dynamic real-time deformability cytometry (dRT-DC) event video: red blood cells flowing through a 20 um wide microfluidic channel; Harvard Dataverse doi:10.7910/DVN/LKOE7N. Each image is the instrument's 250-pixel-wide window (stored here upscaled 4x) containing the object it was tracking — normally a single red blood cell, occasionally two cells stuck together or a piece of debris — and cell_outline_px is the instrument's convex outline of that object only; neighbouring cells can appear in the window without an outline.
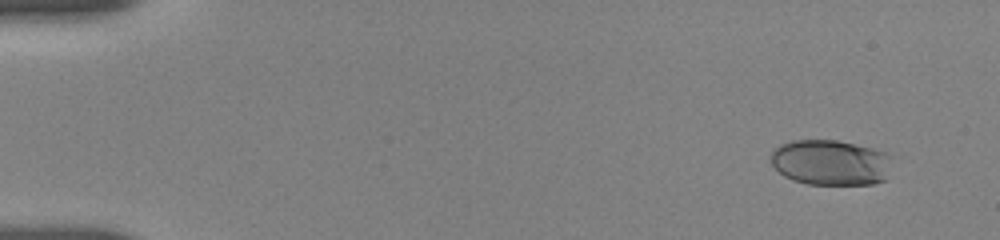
{"species": "human", "species_latin": "Homo sapiens", "temperature_condition": "room temperature", "stored_images_in_passage": 15, "camera_frame_rate_fps": 3000, "um_per_image_px": 0.085, "donor": {"sex": "female"}, "frame": {"image": 1, "passage_image": 1, "time_ms": 0.0, "image_size_px": [1000, 240], "cell_outline_px": [[892, 156], [888, 180], [872, 184], [808, 184], [792, 180], [784, 176], [772, 164], [768, 156], [772, 148], [780, 144], [792, 140], [836, 140], [872, 148], [884, 152]], "centroid_in_image_um": [70.59, 13.81], "position_along_channel_um": 14.4, "area_um2": 32.66}}
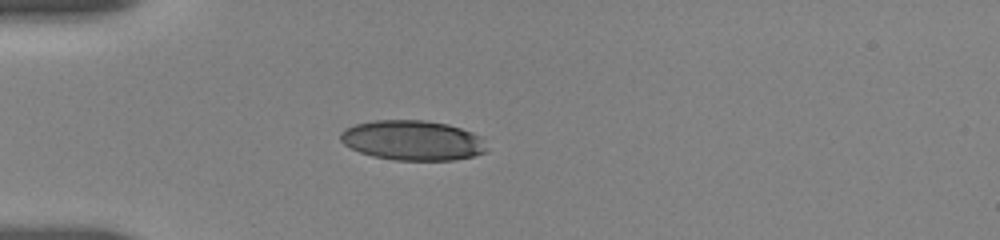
{"frame": {"image": 2, "passage_image": 11, "time_ms": 4.0, "image_size_px": [1000, 240], "cell_outline_px": [[488, 152], [472, 156], [452, 160], [396, 160], [372, 156], [360, 152], [344, 144], [340, 140], [340, 132], [344, 128], [356, 124], [372, 120], [424, 120], [448, 124], [484, 136]], "centroid_in_image_um": [35.1, 11.92], "position_along_channel_um": 49.9, "area_um2": 34.33}}
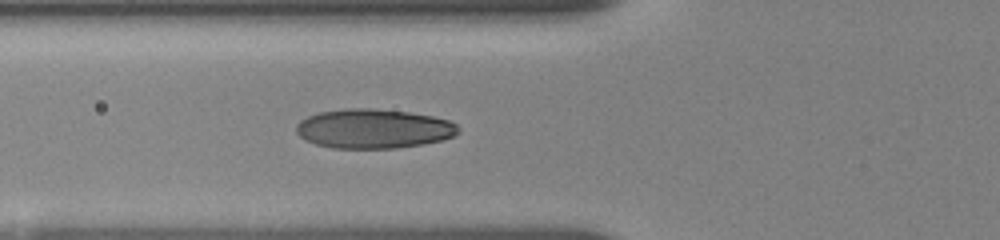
{"frame": {"image": 3, "passage_image": 15, "time_ms": 5.667, "image_size_px": [1000, 240], "cell_outline_px": [[460, 132], [456, 136], [444, 140], [424, 144], [396, 148], [332, 148], [316, 144], [304, 140], [296, 132], [296, 124], [300, 120], [308, 116], [320, 112], [348, 108], [368, 108], [408, 112], [432, 116], [448, 120], [456, 124], [460, 128]], "centroid_in_image_um": [31.77, 10.95], "position_along_channel_um": 94.0, "area_um2": 37.4}}